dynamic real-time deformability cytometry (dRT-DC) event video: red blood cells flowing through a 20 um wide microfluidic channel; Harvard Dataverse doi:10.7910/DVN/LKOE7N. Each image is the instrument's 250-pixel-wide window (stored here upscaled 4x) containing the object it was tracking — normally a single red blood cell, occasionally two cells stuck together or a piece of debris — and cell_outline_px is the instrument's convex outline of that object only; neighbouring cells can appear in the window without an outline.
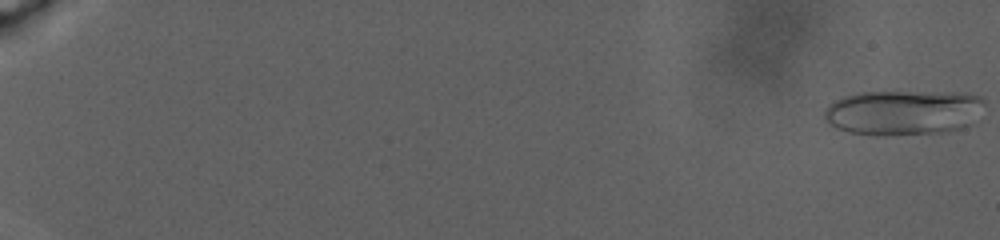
{"species": "human", "species_latin": "Homo sapiens", "temperature_condition": "warm", "stored_images_in_passage": 28, "camera_frame_rate_fps": 3000, "um_per_image_px": 0.085, "donor": {"sex": "male"}, "frame": {"image": 1, "passage_image": 1, "time_ms": 0.0, "image_size_px": [1000, 240], "cell_outline_px": [[984, 104], [968, 124], [960, 128], [948, 132], [880, 136], [876, 136], [848, 132], [836, 128], [828, 124], [824, 120], [824, 108], [828, 104], [844, 96], [860, 92], [908, 92], [980, 96], [984, 100]], "centroid_in_image_um": [76.63, 9.59], "position_along_channel_um": 8.4, "area_um2": 41.56}}
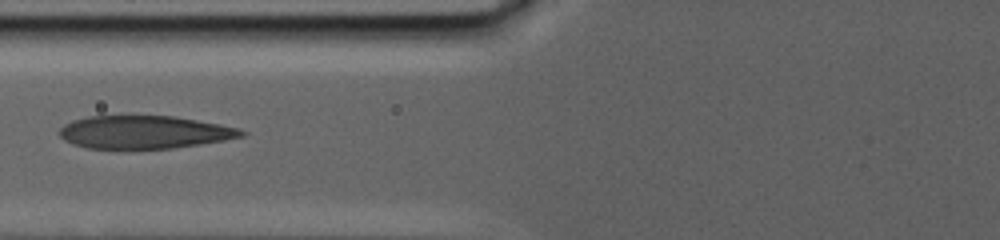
{"frame": {"image": 2, "passage_image": 22, "time_ms": 15.0, "image_size_px": [1000, 240], "cell_outline_px": [[248, 132], [244, 136], [224, 140], [200, 144], [172, 148], [88, 148], [72, 144], [64, 140], [60, 136], [60, 128], [64, 124], [72, 120], [88, 116], [172, 116], [220, 124], [240, 128]], "centroid_in_image_um": [12.27, 11.23], "position_along_channel_um": 113.5, "area_um2": 34.8}}
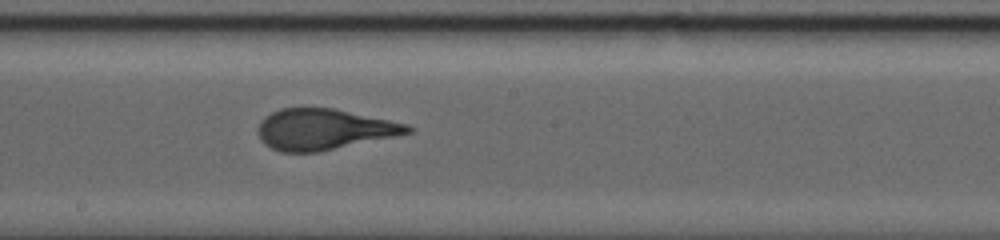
{"frame": {"image": 3, "passage_image": 28, "time_ms": 19.667, "image_size_px": [1000, 240], "cell_outline_px": [[416, 128], [412, 132], [396, 136], [320, 152], [280, 152], [264, 144], [256, 132], [256, 128], [260, 120], [264, 116], [280, 108], [332, 108], [408, 124]], "centroid_in_image_um": [27.5, 11.0], "position_along_channel_um": 220.7, "area_um2": 35.84}}